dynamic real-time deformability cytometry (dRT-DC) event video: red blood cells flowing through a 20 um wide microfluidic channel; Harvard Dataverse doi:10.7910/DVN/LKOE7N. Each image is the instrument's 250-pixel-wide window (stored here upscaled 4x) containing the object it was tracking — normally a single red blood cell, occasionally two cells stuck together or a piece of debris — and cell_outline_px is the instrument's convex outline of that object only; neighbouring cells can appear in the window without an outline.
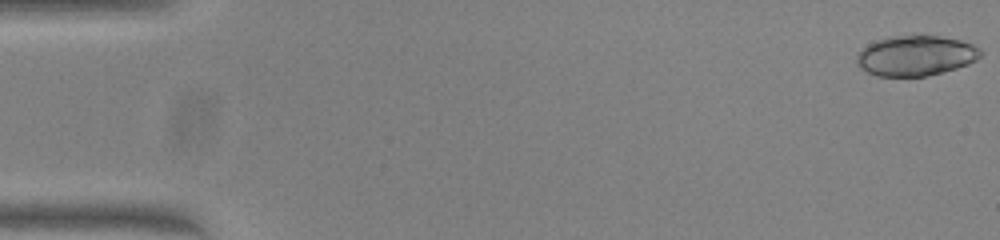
{"species": "common noctule bat (a hibernating species)", "species_latin": "Nyctalus noctula", "temperature_condition": "warm", "stored_images_in_passage": 50, "camera_frame_rate_fps": 3000, "um_per_image_px": 0.085, "animal": {"sex": "female", "body_mass_g": 23.0, "forearm_length_mm": 53.4}, "frame": {"image": 1, "passage_image": 1, "time_ms": 0.0, "image_size_px": [1000, 240], "cell_outline_px": [[980, 56], [976, 60], [968, 64], [956, 68], [924, 76], [876, 76], [860, 68], [856, 60], [856, 52], [868, 44], [876, 40], [888, 36], [912, 32], [940, 36], [960, 40], [972, 44], [980, 48]], "centroid_in_image_um": [77.79, 4.68], "position_along_channel_um": 7.2, "area_um2": 29.71}}
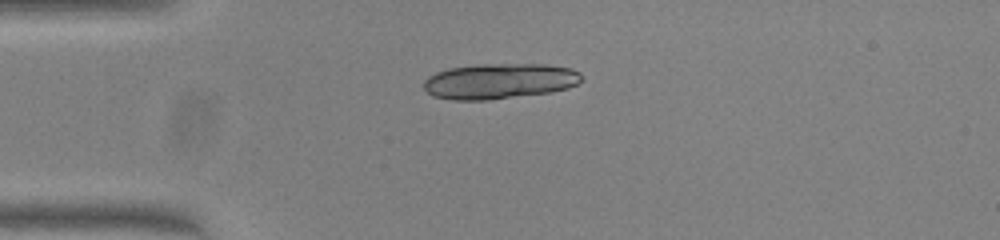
{"frame": {"image": 2, "passage_image": 13, "time_ms": 4.0, "image_size_px": [1000, 240], "cell_outline_px": [[580, 80], [576, 84], [568, 88], [548, 92], [488, 100], [452, 100], [432, 96], [424, 88], [424, 80], [428, 76], [436, 72], [448, 68], [480, 64], [544, 64], [568, 68], [580, 72]], "centroid_in_image_um": [42.39, 6.89], "position_along_channel_um": 42.6, "area_um2": 32.48}, "authors_computed_cell_mechanics": {"area_um2": 29.9404, "velocity_mm_per_s": 4.0568, "shape_relaxation_time_tau1_ms": 2.3527, "shape_relaxation_time_tau2_ms": null, "deformation_change_tau1": 0.3416, "deformation_change_tau2": null}}